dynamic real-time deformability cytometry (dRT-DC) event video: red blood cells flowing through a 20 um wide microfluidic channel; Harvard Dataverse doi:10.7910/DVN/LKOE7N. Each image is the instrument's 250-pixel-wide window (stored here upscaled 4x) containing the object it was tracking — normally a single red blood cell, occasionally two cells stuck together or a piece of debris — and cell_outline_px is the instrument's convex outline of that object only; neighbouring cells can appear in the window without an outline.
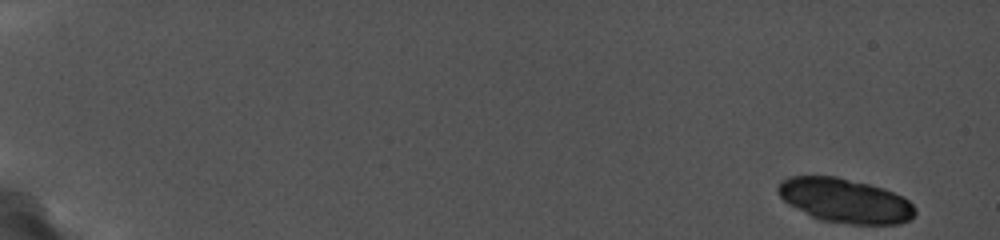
{"species": "common noctule bat (a hibernating species)", "species_latin": "Nyctalus noctula", "temperature_condition": "cold", "stored_images_in_passage": 12, "camera_frame_rate_fps": 5000, "um_per_image_px": 0.085, "animal": {"sex": "female", "body_mass_g": 19.0, "forearm_length_mm": 56.7}, "frame": {"image": 1, "passage_image": 1, "time_ms": 0.0, "image_size_px": [1000, 240], "cell_outline_px": [[916, 212], [908, 220], [900, 224], [852, 224], [820, 220], [788, 204], [780, 196], [776, 188], [780, 180], [788, 176], [836, 176], [884, 188], [904, 196], [916, 208]], "centroid_in_image_um": [71.82, 17.04], "position_along_channel_um": 13.2, "area_um2": 35.43}}